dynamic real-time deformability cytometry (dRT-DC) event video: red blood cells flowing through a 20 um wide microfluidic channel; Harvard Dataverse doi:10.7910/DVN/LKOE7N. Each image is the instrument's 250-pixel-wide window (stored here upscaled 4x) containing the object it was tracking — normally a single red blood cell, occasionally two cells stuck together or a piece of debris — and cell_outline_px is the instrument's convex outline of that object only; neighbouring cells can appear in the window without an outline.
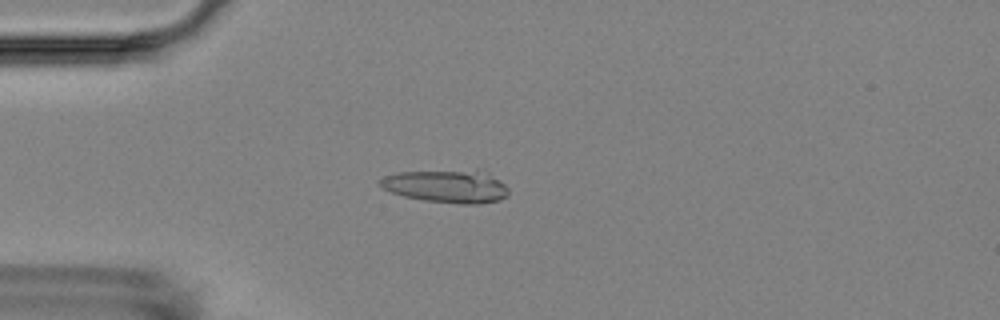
{"species": "Egyptian fruit bat (a non-hibernating species)", "species_latin": "Rousettus aegyptiacus", "temperature_condition": "room temperature", "stored_images_in_passage": 3, "camera_frame_rate_fps": 3000, "um_per_image_px": 0.085, "animal": {"sex": "female"}, "frame": {"image": 1, "passage_image": 3, "time_ms": 4.0, "image_size_px": [1000, 320], "cell_outline_px": [[508, 196], [500, 200], [480, 204], [460, 204], [424, 200], [404, 196], [392, 192], [376, 184], [376, 180], [384, 176], [400, 172], [476, 168], [488, 172], [504, 184], [508, 188]], "centroid_in_image_um": [37.98, 15.8], "position_along_channel_um": 47.0, "area_um2": 25.37}}